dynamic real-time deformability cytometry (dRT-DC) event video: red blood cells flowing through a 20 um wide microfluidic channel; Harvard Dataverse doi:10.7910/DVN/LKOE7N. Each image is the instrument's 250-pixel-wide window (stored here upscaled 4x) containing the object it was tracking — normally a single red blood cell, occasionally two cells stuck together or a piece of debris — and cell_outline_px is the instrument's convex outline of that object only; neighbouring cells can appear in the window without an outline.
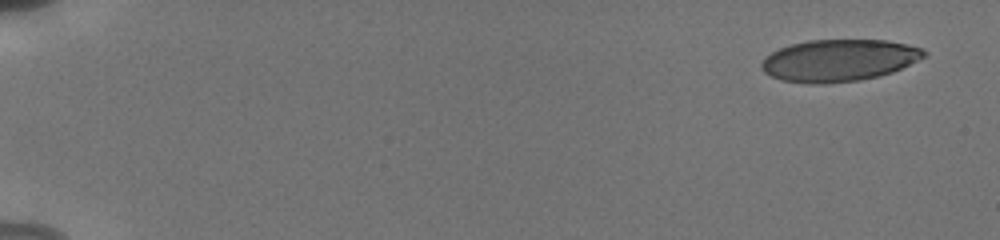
{"species": "human", "species_latin": "Homo sapiens", "temperature_condition": "cold", "stored_images_in_passage": 52, "segment_of_instrument_passage": [1, 2], "camera_frame_rate_fps": 3000, "um_per_image_px": 0.085, "donor": {"sex": "male"}, "frame": {"image": 1, "passage_image": 1, "time_ms": 0.0, "image_size_px": [1000, 240], "cell_outline_px": [[928, 52], [924, 56], [892, 72], [860, 80], [820, 84], [808, 84], [780, 80], [764, 72], [760, 68], [760, 64], [772, 52], [780, 48], [792, 44], [808, 40], [888, 40], [908, 44], [924, 48]], "centroid_in_image_um": [71.3, 5.13], "position_along_channel_um": 13.7, "area_um2": 39.59}}